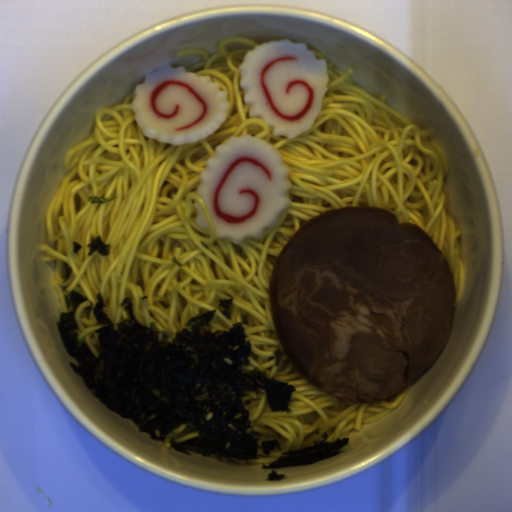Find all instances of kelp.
<instances>
[{
  "instance_id": "2",
  "label": "kelp",
  "mask_w": 512,
  "mask_h": 512,
  "mask_svg": "<svg viewBox=\"0 0 512 512\" xmlns=\"http://www.w3.org/2000/svg\"><path fill=\"white\" fill-rule=\"evenodd\" d=\"M329 438V433L325 431L322 433L321 439L315 440L312 446L282 452L274 462L262 463L261 470H271L266 481L277 482L285 479V474L278 473V468L315 464L343 454L344 448L350 443L348 437H339L333 441H329Z\"/></svg>"
},
{
  "instance_id": "7",
  "label": "kelp",
  "mask_w": 512,
  "mask_h": 512,
  "mask_svg": "<svg viewBox=\"0 0 512 512\" xmlns=\"http://www.w3.org/2000/svg\"><path fill=\"white\" fill-rule=\"evenodd\" d=\"M72 274H73V268L71 266H69V264L67 262L64 263L62 283L64 284L65 282H67L72 277Z\"/></svg>"
},
{
  "instance_id": "5",
  "label": "kelp",
  "mask_w": 512,
  "mask_h": 512,
  "mask_svg": "<svg viewBox=\"0 0 512 512\" xmlns=\"http://www.w3.org/2000/svg\"><path fill=\"white\" fill-rule=\"evenodd\" d=\"M281 443L279 440H264L261 441L260 446L263 455L270 456L271 451H275V449L282 451Z\"/></svg>"
},
{
  "instance_id": "1",
  "label": "kelp",
  "mask_w": 512,
  "mask_h": 512,
  "mask_svg": "<svg viewBox=\"0 0 512 512\" xmlns=\"http://www.w3.org/2000/svg\"><path fill=\"white\" fill-rule=\"evenodd\" d=\"M93 314L98 357L79 340L75 313L88 297L64 294L67 311L55 322L68 363L85 388L106 408L134 423L150 440L165 442L182 424L199 433L171 448L190 456L259 460L260 434L250 422L249 393L264 394L273 413H289L296 386L268 376L250 361L253 351L244 325L212 330L216 312L193 317L178 332L141 325L133 302L120 303L127 319L113 323L97 293Z\"/></svg>"
},
{
  "instance_id": "8",
  "label": "kelp",
  "mask_w": 512,
  "mask_h": 512,
  "mask_svg": "<svg viewBox=\"0 0 512 512\" xmlns=\"http://www.w3.org/2000/svg\"><path fill=\"white\" fill-rule=\"evenodd\" d=\"M273 354L275 356L274 366H279L284 353L280 349H277Z\"/></svg>"
},
{
  "instance_id": "3",
  "label": "kelp",
  "mask_w": 512,
  "mask_h": 512,
  "mask_svg": "<svg viewBox=\"0 0 512 512\" xmlns=\"http://www.w3.org/2000/svg\"><path fill=\"white\" fill-rule=\"evenodd\" d=\"M89 249L87 256H93L94 253H98L101 256H109L111 252V243H105L100 235L93 236L90 243L86 244Z\"/></svg>"
},
{
  "instance_id": "9",
  "label": "kelp",
  "mask_w": 512,
  "mask_h": 512,
  "mask_svg": "<svg viewBox=\"0 0 512 512\" xmlns=\"http://www.w3.org/2000/svg\"><path fill=\"white\" fill-rule=\"evenodd\" d=\"M82 248V246L78 243V241H73L72 243V250L75 255L78 254L79 250Z\"/></svg>"
},
{
  "instance_id": "4",
  "label": "kelp",
  "mask_w": 512,
  "mask_h": 512,
  "mask_svg": "<svg viewBox=\"0 0 512 512\" xmlns=\"http://www.w3.org/2000/svg\"><path fill=\"white\" fill-rule=\"evenodd\" d=\"M234 298H220L218 300V309L227 320L232 319Z\"/></svg>"
},
{
  "instance_id": "6",
  "label": "kelp",
  "mask_w": 512,
  "mask_h": 512,
  "mask_svg": "<svg viewBox=\"0 0 512 512\" xmlns=\"http://www.w3.org/2000/svg\"><path fill=\"white\" fill-rule=\"evenodd\" d=\"M118 199V197L114 198H105V197H97V196H89L87 198V202H90L92 205H105L107 202H111L113 200Z\"/></svg>"
}]
</instances>
